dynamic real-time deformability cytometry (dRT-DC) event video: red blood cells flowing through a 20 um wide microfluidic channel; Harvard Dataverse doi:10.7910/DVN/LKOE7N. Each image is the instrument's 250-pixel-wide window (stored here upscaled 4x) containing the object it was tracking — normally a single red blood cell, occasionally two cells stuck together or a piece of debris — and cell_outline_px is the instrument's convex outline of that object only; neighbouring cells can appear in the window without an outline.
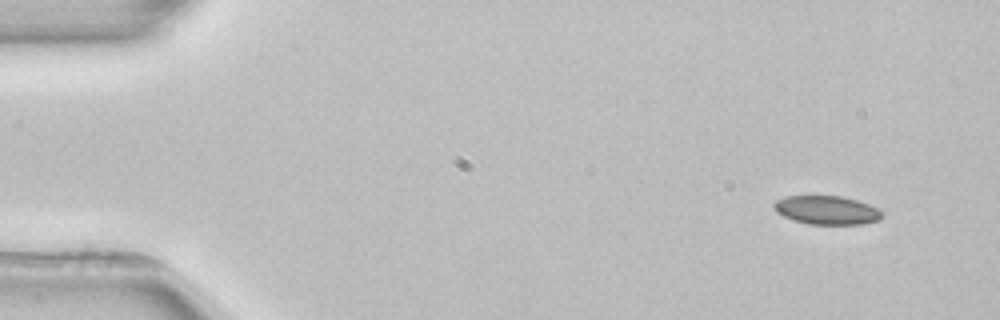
{"species": "common noctule bat (a hibernating species)", "species_latin": "Nyctalus noctula", "temperature_condition": "room temperature", "stored_images_in_passage": 6, "camera_frame_rate_fps": 3000, "um_per_image_px": 0.085, "animal": {"sex": "female", "body_mass_g": 22.7, "forearm_length_mm": 54.2}, "frame": {"image": 1, "passage_image": 1, "time_ms": 0.0, "image_size_px": [1000, 320], "cell_outline_px": [[884, 212], [880, 220], [864, 224], [808, 224], [784, 216], [776, 212], [772, 204], [776, 200], [788, 196], [840, 196], [856, 200], [868, 204]], "centroid_in_image_um": [70.29, 17.86], "position_along_channel_um": 14.7, "area_um2": 17.98}}
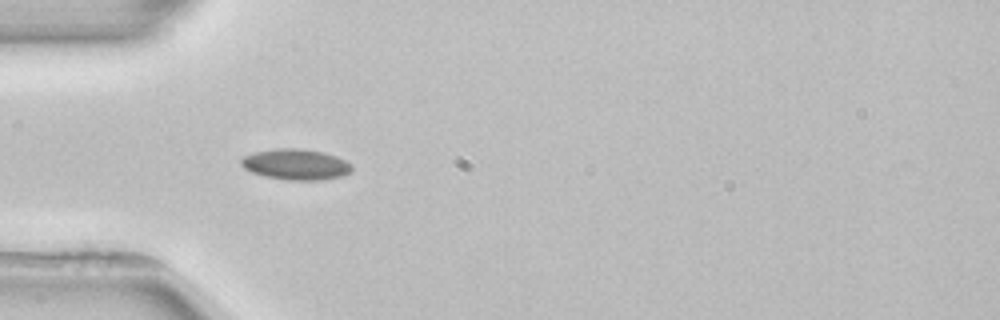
{"frame": {"image": 2, "passage_image": 4, "time_ms": 4.0, "image_size_px": [1000, 320], "cell_outline_px": [[352, 172], [344, 176], [320, 180], [288, 180], [264, 176], [252, 172], [244, 168], [240, 164], [240, 160], [244, 156], [252, 152], [280, 148], [304, 148], [324, 152], [336, 156], [352, 164]], "centroid_in_image_um": [25.16, 13.97], "position_along_channel_um": 59.8, "area_um2": 20.11}}